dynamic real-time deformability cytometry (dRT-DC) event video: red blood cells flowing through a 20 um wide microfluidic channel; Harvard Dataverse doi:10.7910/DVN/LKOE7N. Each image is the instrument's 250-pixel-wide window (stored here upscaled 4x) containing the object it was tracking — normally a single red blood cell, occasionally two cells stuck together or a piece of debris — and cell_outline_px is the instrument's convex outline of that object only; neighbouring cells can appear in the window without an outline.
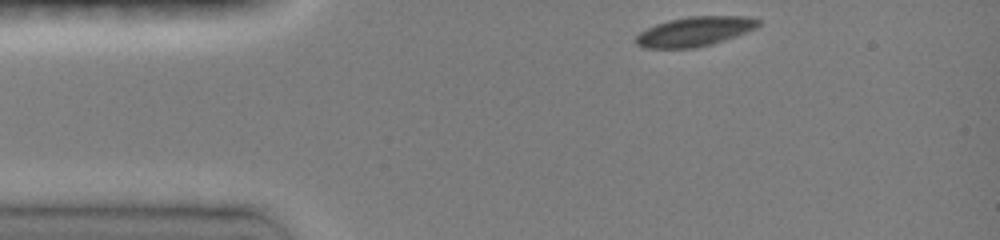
{"species": "common noctule bat (a hibernating species)", "species_latin": "Nyctalus noctula", "temperature_condition": "room temperature", "stored_images_in_passage": 39, "camera_frame_rate_fps": 3000, "um_per_image_px": 0.085, "animal": {"sex": "female", "body_mass_g": 19.0, "forearm_length_mm": 51.5}, "frame": {"image": 1, "passage_image": 1, "time_ms": 0.0, "image_size_px": [1000, 240], "cell_outline_px": [[760, 24], [756, 28], [736, 36], [712, 44], [696, 48], [644, 48], [636, 44], [636, 36], [640, 32], [656, 24], [668, 20], [688, 16], [748, 16], [760, 20]], "centroid_in_image_um": [59.06, 2.67], "position_along_channel_um": 25.9, "area_um2": 21.1}}
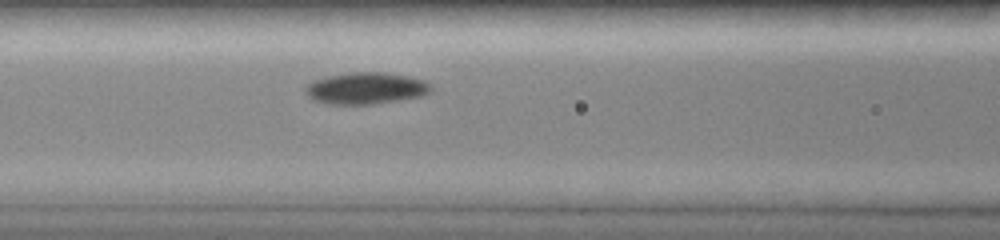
{"frame": {"image": 2, "passage_image": 14, "time_ms": 4.0, "image_size_px": [1000, 240], "cell_outline_px": [[432, 92], [420, 96], [400, 100], [372, 104], [328, 104], [312, 100], [308, 96], [304, 88], [312, 80], [328, 76], [352, 72], [384, 72], [408, 76], [424, 80], [432, 84]], "centroid_in_image_um": [31.11, 7.5], "position_along_channel_um": 135.5, "area_um2": 23.35}}
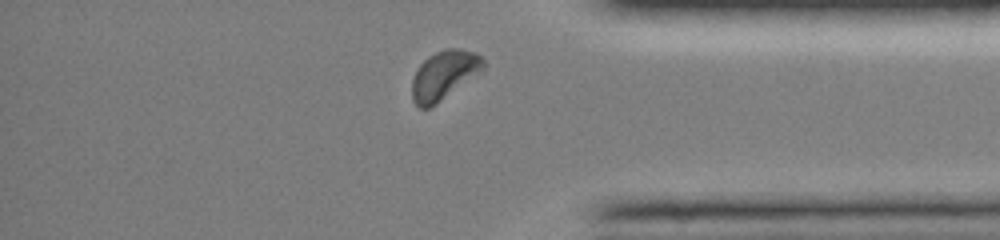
{"frame": {"image": 3, "passage_image": 35, "time_ms": 10.667, "image_size_px": [1000, 240], "cell_outline_px": [[484, 68], [480, 72], [436, 104], [428, 108], [420, 108], [412, 100], [412, 80], [420, 64], [428, 56], [444, 48], [460, 48], [476, 52], [484, 56]], "centroid_in_image_um": [37.76, 6.35], "position_along_channel_um": 397.4, "area_um2": 20.29}, "authors_computed_cell_mechanics": {"area_um2": 21.5016, "velocity_mm_per_s": 3.9989, "shape_relaxation_time_tau1_ms": 2.9601, "shape_relaxation_time_tau2_ms": null, "deformation_change_tau1": 0.1042, "deformation_change_tau2": null}}